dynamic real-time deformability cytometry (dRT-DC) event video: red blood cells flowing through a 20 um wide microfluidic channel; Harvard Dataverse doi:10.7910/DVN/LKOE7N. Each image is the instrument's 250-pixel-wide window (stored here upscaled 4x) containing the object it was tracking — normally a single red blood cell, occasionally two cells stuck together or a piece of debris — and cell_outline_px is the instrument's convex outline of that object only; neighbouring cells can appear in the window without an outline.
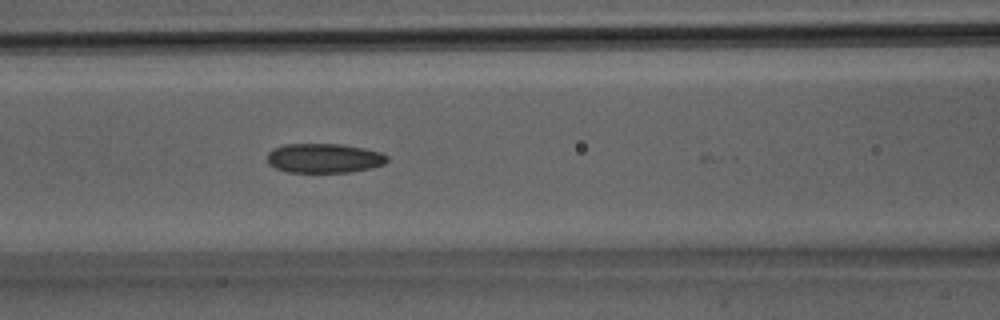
{"species": "Egyptian fruit bat (a non-hibernating species)", "species_latin": "Rousettus aegyptiacus", "temperature_condition": "room temperature", "stored_images_in_passage": 14, "camera_frame_rate_fps": 3000, "um_per_image_px": 0.085, "animal": {"sex": "male"}, "frame": {"image": 1, "passage_image": 8, "time_ms": 2.333, "image_size_px": [1000, 320], "cell_outline_px": [[388, 160], [384, 164], [372, 168], [348, 172], [288, 172], [276, 168], [268, 164], [268, 152], [272, 148], [284, 144], [340, 144], [364, 148], [380, 152], [388, 156]], "centroid_in_image_um": [27.54, 13.44], "position_along_channel_um": 139.1, "area_um2": 20.63}}
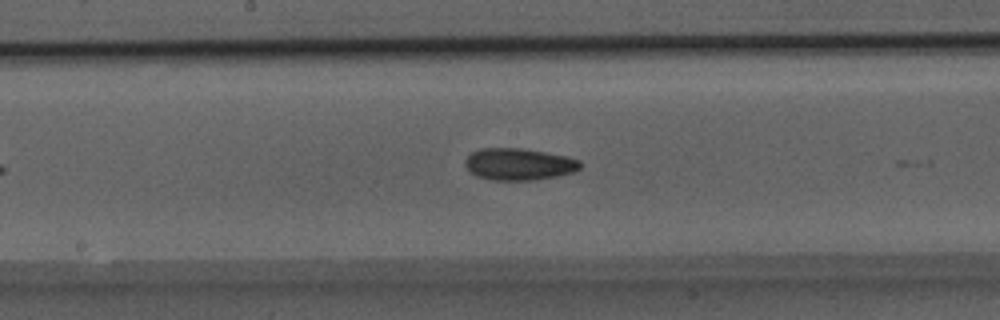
{"frame": {"image": 2, "passage_image": 11, "time_ms": 3.333, "image_size_px": [1000, 320], "cell_outline_px": [[580, 168], [572, 172], [560, 176], [532, 180], [492, 180], [476, 176], [464, 164], [464, 160], [472, 152], [480, 148], [520, 148], [544, 152], [564, 156], [580, 160]], "centroid_in_image_um": [44.08, 13.96], "position_along_channel_um": 204.1, "area_um2": 21.27}}